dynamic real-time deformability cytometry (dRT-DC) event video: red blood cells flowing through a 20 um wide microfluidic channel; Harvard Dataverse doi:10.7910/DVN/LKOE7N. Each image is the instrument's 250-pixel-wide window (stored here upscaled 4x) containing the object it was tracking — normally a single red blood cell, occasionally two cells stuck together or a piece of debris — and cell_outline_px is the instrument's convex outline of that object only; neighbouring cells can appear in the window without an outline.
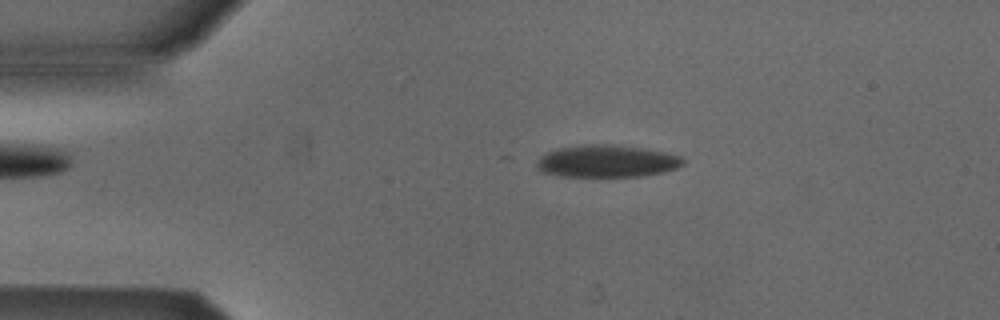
{"species": "Egyptian fruit bat (a non-hibernating species)", "species_latin": "Rousettus aegyptiacus", "temperature_condition": "cold", "stored_images_in_passage": 2, "camera_frame_rate_fps": 3000, "um_per_image_px": 0.085, "animal": {"sex": "male"}, "frame": {"image": 1, "passage_image": 1, "time_ms": 0.0, "image_size_px": [1000, 320], "cell_outline_px": [[684, 164], [676, 168], [660, 172], [640, 176], [556, 176], [540, 172], [536, 168], [536, 160], [540, 156], [548, 152], [560, 148], [600, 144], [640, 148], [664, 152], [680, 156], [684, 160]], "centroid_in_image_um": [51.52, 13.72], "position_along_channel_um": 33.5, "area_um2": 26.99}}